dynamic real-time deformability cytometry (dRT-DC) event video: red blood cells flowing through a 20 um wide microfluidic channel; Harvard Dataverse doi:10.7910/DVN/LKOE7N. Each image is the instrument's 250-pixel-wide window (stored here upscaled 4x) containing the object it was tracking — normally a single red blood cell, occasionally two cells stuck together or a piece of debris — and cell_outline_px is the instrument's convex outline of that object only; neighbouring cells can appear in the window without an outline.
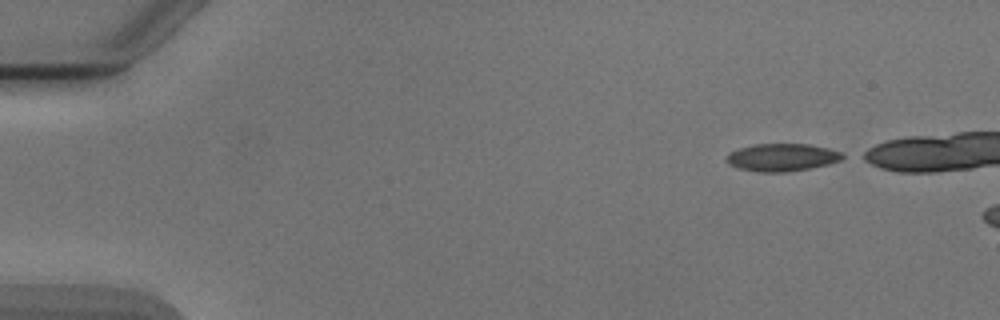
{"species": "Egyptian fruit bat (a non-hibernating species)", "species_latin": "Rousettus aegyptiacus", "temperature_condition": "cold", "stored_images_in_passage": 3, "camera_frame_rate_fps": 3000, "um_per_image_px": 0.085, "animal": {"sex": "male"}, "frame": {"image": 1, "passage_image": 1, "time_ms": 0.0, "image_size_px": [1000, 320], "cell_outline_px": [[848, 156], [840, 160], [828, 164], [808, 168], [784, 172], [760, 172], [736, 168], [728, 164], [724, 160], [724, 156], [728, 152], [736, 148], [752, 144], [808, 144], [828, 148], [844, 152]], "centroid_in_image_um": [66.42, 13.36], "position_along_channel_um": 18.6, "area_um2": 19.07}}